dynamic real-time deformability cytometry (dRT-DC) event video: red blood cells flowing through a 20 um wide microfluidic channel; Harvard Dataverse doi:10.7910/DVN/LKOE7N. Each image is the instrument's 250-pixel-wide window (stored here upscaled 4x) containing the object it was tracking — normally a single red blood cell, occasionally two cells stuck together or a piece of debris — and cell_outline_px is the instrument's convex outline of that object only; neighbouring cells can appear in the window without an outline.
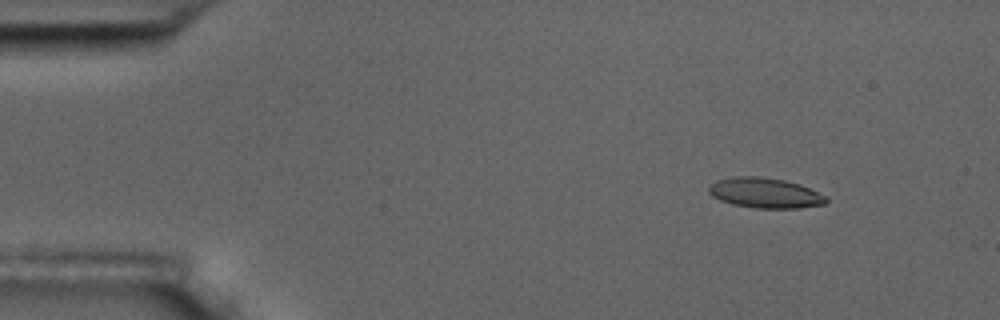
{"species": "common noctule bat (a hibernating species)", "species_latin": "Nyctalus noctula", "temperature_condition": "room temperature", "stored_images_in_passage": 4, "camera_frame_rate_fps": 3000, "um_per_image_px": 0.085, "animal": {"sex": "male", "body_mass_g": 17.5, "forearm_length_mm": 52.3}, "frame": {"image": 1, "passage_image": 1, "time_ms": 0.0, "image_size_px": [1000, 320], "cell_outline_px": [[828, 200], [824, 204], [800, 208], [756, 208], [732, 204], [720, 200], [712, 196], [708, 192], [708, 184], [716, 180], [732, 176], [760, 176], [784, 180], [800, 184], [828, 196]], "centroid_in_image_um": [65.01, 16.39], "position_along_channel_um": 20.0, "area_um2": 20.92}}
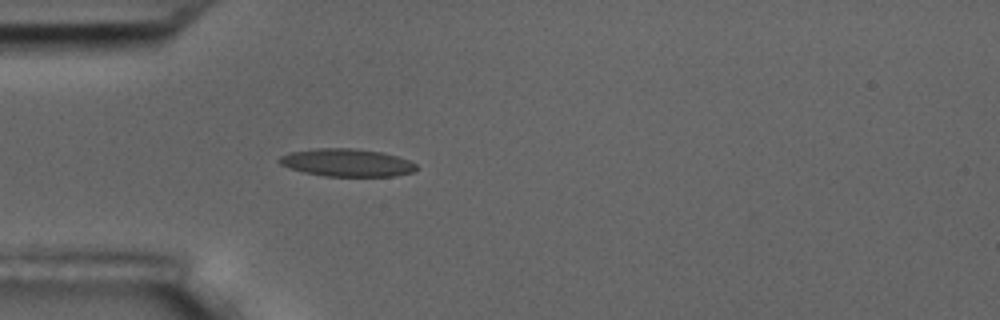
{"frame": {"image": 2, "passage_image": 4, "time_ms": 3.333, "image_size_px": [1000, 320], "cell_outline_px": [[416, 168], [412, 172], [396, 176], [324, 176], [304, 172], [280, 164], [276, 160], [280, 156], [288, 152], [316, 148], [352, 148], [384, 152], [408, 160], [416, 164]], "centroid_in_image_um": [29.46, 13.81], "position_along_channel_um": 55.5, "area_um2": 22.14}}